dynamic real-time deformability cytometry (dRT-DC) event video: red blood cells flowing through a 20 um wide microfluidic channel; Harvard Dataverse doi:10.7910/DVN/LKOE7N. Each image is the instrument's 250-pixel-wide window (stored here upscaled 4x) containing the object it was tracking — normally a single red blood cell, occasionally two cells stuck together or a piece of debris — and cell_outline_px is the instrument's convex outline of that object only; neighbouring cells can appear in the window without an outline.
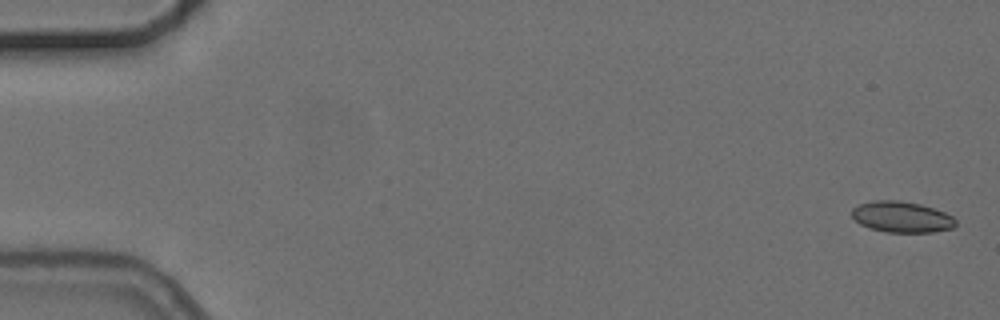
{"species": "common noctule bat (a hibernating species)", "species_latin": "Nyctalus noctula", "temperature_condition": "cold", "stored_images_in_passage": 5, "camera_frame_rate_fps": 3000, "um_per_image_px": 0.085, "animal": {"sex": "female", "body_mass_g": 24.6, "forearm_length_mm": 56.2}, "frame": {"image": 1, "passage_image": 1, "time_ms": 0.0, "image_size_px": [1000, 320], "cell_outline_px": [[956, 224], [952, 228], [932, 232], [884, 232], [860, 224], [852, 216], [852, 208], [860, 204], [872, 200], [900, 200], [920, 204], [944, 212], [952, 216], [956, 220]], "centroid_in_image_um": [76.64, 18.43], "position_along_channel_um": 8.4, "area_um2": 18.67}}
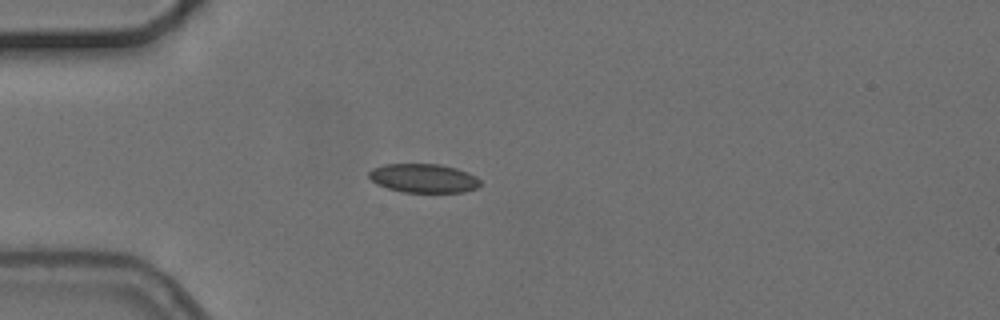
{"frame": {"image": 2, "passage_image": 5, "time_ms": 4.667, "image_size_px": [1000, 320], "cell_outline_px": [[480, 184], [476, 188], [464, 192], [404, 192], [388, 188], [376, 184], [368, 176], [368, 172], [372, 168], [384, 164], [440, 164], [456, 168], [468, 172], [476, 176], [480, 180]], "centroid_in_image_um": [35.99, 15.14], "position_along_channel_um": 49.0, "area_um2": 18.79}}